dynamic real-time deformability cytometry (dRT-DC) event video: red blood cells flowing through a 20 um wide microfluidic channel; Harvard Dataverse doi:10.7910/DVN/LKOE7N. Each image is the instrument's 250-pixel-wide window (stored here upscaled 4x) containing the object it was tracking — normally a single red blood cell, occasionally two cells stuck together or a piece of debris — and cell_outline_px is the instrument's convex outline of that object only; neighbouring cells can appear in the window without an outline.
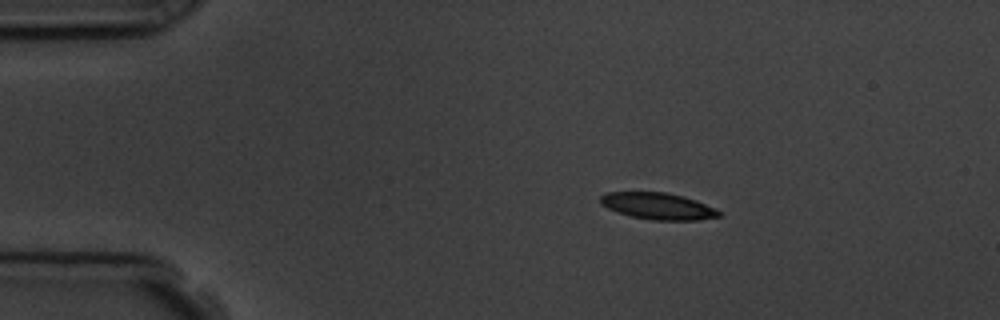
{"species": "common noctule bat (a hibernating species)", "species_latin": "Nyctalus noctula", "temperature_condition": "room temperature", "stored_images_in_passage": 10, "camera_frame_rate_fps": 3000, "um_per_image_px": 0.085, "animal": {"sex": "male", "body_mass_g": 19.5, "forearm_length_mm": 54.6}, "frame": {"image": 1, "passage_image": 2, "time_ms": 1.0, "image_size_px": [1000, 320], "cell_outline_px": [[724, 216], [700, 220], [652, 220], [632, 216], [608, 208], [600, 204], [600, 196], [608, 192], [664, 192], [684, 196], [696, 200], [716, 208], [724, 212]], "centroid_in_image_um": [56.02, 17.52], "position_along_channel_um": 29.0, "area_um2": 18.55}}
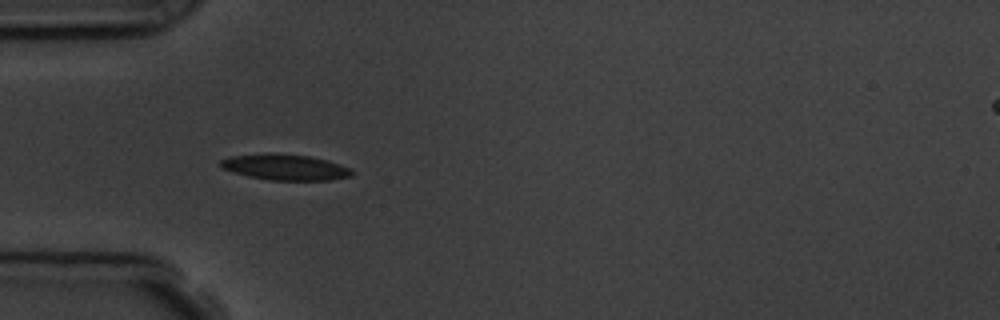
{"frame": {"image": 2, "passage_image": 4, "time_ms": 3.333, "image_size_px": [1000, 320], "cell_outline_px": [[352, 176], [328, 180], [268, 180], [248, 176], [232, 172], [224, 168], [220, 164], [220, 160], [228, 156], [268, 152], [272, 152], [308, 156], [328, 160], [352, 168]], "centroid_in_image_um": [24.22, 14.19], "position_along_channel_um": 60.8, "area_um2": 20.0}}
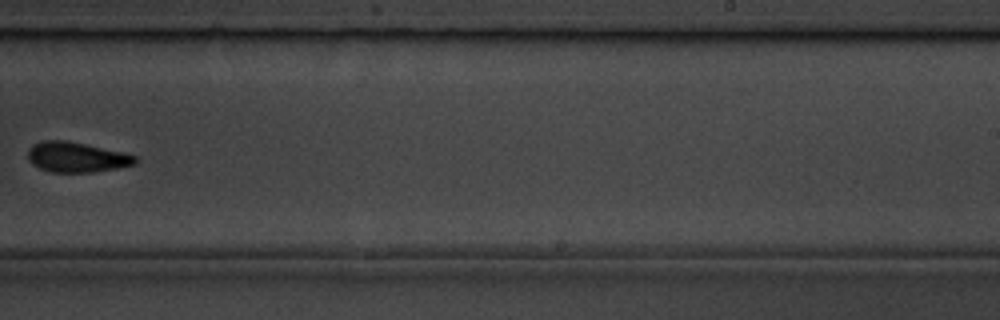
{"frame": {"image": 3, "passage_image": 9, "time_ms": 9.333, "image_size_px": [1000, 320], "cell_outline_px": [[136, 164], [116, 168], [92, 172], [52, 172], [40, 168], [32, 164], [28, 160], [28, 148], [32, 144], [40, 140], [68, 140], [124, 152], [136, 156]], "centroid_in_image_um": [6.47, 13.34], "position_along_channel_um": 282.5, "area_um2": 19.02}}